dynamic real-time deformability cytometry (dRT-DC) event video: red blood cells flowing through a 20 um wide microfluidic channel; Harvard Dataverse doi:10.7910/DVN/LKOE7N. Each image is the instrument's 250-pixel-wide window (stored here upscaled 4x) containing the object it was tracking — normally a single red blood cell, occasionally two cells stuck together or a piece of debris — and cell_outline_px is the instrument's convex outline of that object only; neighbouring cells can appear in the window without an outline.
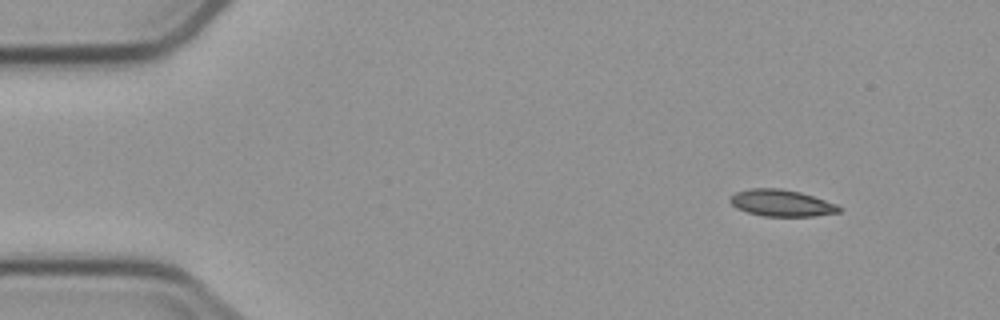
{"species": "common noctule bat (a hibernating species)", "species_latin": "Nyctalus noctula", "temperature_condition": "cold", "stored_images_in_passage": 4, "camera_frame_rate_fps": 3000, "um_per_image_px": 0.085, "animal": {"sex": "male", "body_mass_g": 23.1, "forearm_length_mm": 52.7}, "frame": {"image": 1, "passage_image": 1, "time_ms": 0.0, "image_size_px": [1000, 320], "cell_outline_px": [[840, 212], [816, 216], [764, 216], [748, 212], [736, 208], [728, 200], [736, 192], [752, 188], [780, 188], [800, 192], [836, 204], [840, 208]], "centroid_in_image_um": [66.41, 17.26], "position_along_channel_um": 18.6, "area_um2": 16.76}}